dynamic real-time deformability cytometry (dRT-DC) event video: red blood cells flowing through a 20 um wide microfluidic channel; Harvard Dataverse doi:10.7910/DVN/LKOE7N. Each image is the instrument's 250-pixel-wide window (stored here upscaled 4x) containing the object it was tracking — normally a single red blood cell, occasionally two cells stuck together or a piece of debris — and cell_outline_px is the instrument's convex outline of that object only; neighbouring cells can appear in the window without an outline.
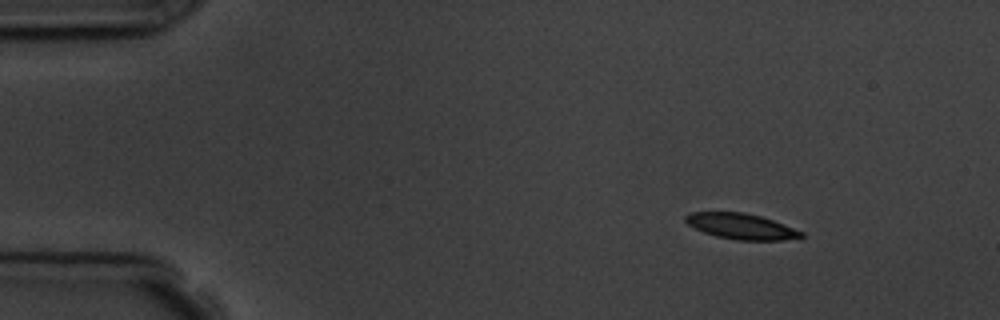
{"species": "common noctule bat (a hibernating species)", "species_latin": "Nyctalus noctula", "temperature_condition": "room temperature", "stored_images_in_passage": 10, "camera_frame_rate_fps": 3000, "um_per_image_px": 0.085, "animal": {"sex": "male", "body_mass_g": 19.5, "forearm_length_mm": 54.6}, "frame": {"image": 1, "passage_image": 1, "time_ms": 0.0, "image_size_px": [1000, 320], "cell_outline_px": [[804, 236], [784, 240], [736, 240], [716, 236], [704, 232], [688, 224], [684, 220], [684, 216], [688, 212], [744, 212], [760, 216], [772, 220], [804, 232]], "centroid_in_image_um": [62.97, 19.23], "position_along_channel_um": 22.0, "area_um2": 17.22}}
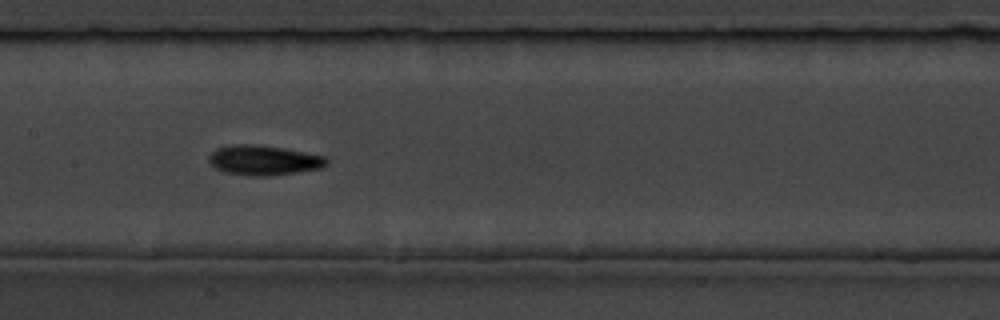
{"frame": {"image": 2, "passage_image": 7, "time_ms": 6.667, "image_size_px": [1000, 320], "cell_outline_px": [[328, 164], [320, 168], [268, 176], [248, 176], [224, 172], [208, 164], [208, 156], [216, 148], [228, 144], [252, 144], [284, 148], [324, 156], [328, 160]], "centroid_in_image_um": [22.35, 13.61], "position_along_channel_um": 185.1, "area_um2": 20.58}}
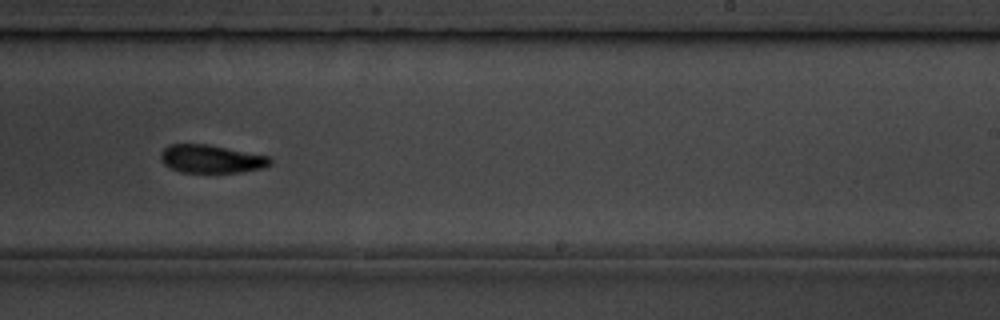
{"frame": {"image": 3, "passage_image": 9, "time_ms": 9.0, "image_size_px": [1000, 320], "cell_outline_px": [[272, 164], [264, 168], [240, 172], [180, 172], [164, 164], [160, 160], [160, 152], [168, 144], [208, 144], [268, 156], [272, 160]], "centroid_in_image_um": [17.95, 13.5], "position_along_channel_um": 271.1, "area_um2": 17.98}}